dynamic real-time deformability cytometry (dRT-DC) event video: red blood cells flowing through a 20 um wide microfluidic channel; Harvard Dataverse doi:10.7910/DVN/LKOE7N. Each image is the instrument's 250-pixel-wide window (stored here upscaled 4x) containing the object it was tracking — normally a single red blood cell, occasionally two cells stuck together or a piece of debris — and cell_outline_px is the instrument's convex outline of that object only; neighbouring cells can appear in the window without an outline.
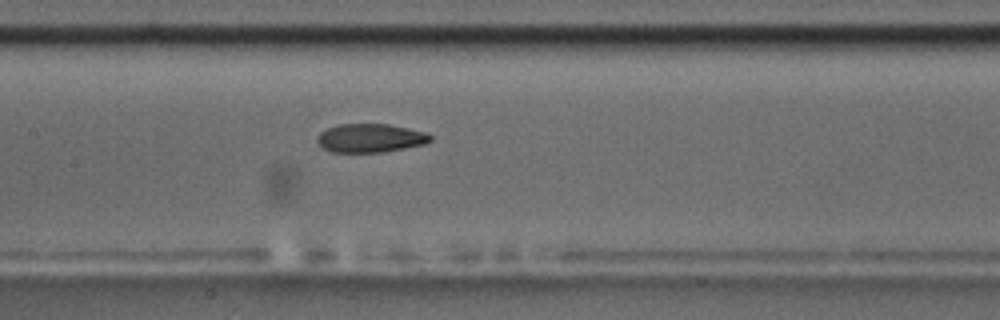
{"species": "common noctule bat (a hibernating species)", "species_latin": "Nyctalus noctula", "temperature_condition": "room temperature", "stored_images_in_passage": 26, "camera_frame_rate_fps": 3000, "um_per_image_px": 0.085, "animal": {"sex": "male", "body_mass_g": 17.5, "forearm_length_mm": 52.3}, "frame": {"image": 1, "passage_image": 12, "time_ms": 3.667, "image_size_px": [1000, 320], "cell_outline_px": [[432, 140], [424, 144], [404, 148], [380, 152], [332, 152], [324, 148], [316, 140], [316, 136], [320, 132], [328, 128], [340, 124], [388, 124], [428, 132], [432, 136]], "centroid_in_image_um": [31.49, 11.73], "position_along_channel_um": 175.9, "area_um2": 18.84}}